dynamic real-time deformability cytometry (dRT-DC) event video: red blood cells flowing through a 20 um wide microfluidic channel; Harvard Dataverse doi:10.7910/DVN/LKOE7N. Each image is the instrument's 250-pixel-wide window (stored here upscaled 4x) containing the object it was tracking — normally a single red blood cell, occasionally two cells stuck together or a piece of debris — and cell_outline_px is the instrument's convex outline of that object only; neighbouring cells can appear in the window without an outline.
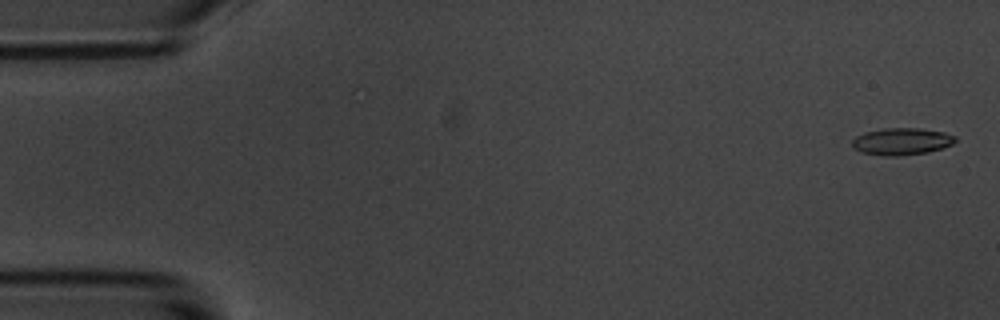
{"species": "common noctule bat (a hibernating species)", "species_latin": "Nyctalus noctula", "temperature_condition": "room temperature", "stored_images_in_passage": 10, "camera_frame_rate_fps": 3000, "um_per_image_px": 0.085, "animal": {"sex": "male", "body_mass_g": 20.1, "forearm_length_mm": 53.5}, "frame": {"image": 1, "passage_image": 2, "time_ms": 0.333, "image_size_px": [1000, 320], "cell_outline_px": [[956, 140], [952, 144], [944, 148], [928, 152], [896, 156], [884, 156], [860, 152], [852, 148], [852, 140], [856, 136], [864, 132], [884, 128], [920, 128], [944, 132], [956, 136]], "centroid_in_image_um": [76.63, 12.02], "position_along_channel_um": 8.4, "area_um2": 16.42}}